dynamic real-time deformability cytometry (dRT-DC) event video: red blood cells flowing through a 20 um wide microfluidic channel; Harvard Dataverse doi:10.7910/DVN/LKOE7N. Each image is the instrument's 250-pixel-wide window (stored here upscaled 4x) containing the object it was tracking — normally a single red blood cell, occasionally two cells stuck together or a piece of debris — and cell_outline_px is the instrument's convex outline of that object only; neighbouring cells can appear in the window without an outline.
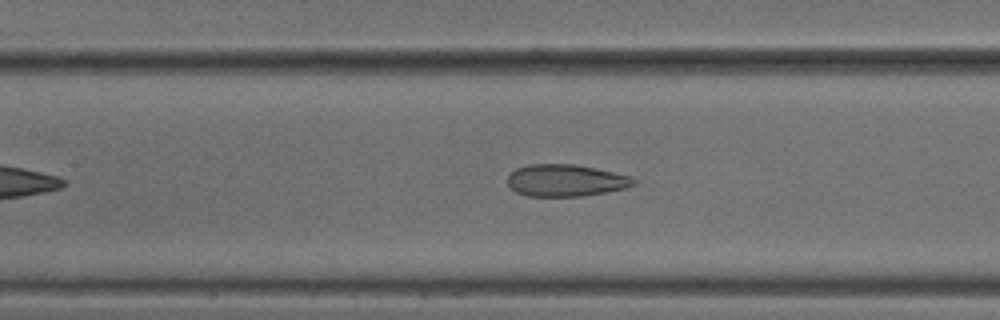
{"species": "common noctule bat (a hibernating species)", "species_latin": "Nyctalus noctula", "temperature_condition": "cold", "stored_images_in_passage": 33, "camera_frame_rate_fps": 3000, "um_per_image_px": 0.085, "animal": {"sex": "male", "body_mass_g": 18.8}, "frame": {"image": 1, "passage_image": 15, "time_ms": 4.667, "image_size_px": [1000, 320], "cell_outline_px": [[636, 184], [624, 188], [604, 192], [580, 196], [528, 196], [516, 192], [508, 184], [508, 176], [516, 168], [528, 164], [576, 164], [596, 168], [632, 176], [636, 180]], "centroid_in_image_um": [48.09, 15.32], "position_along_channel_um": 159.3, "area_um2": 23.47}}
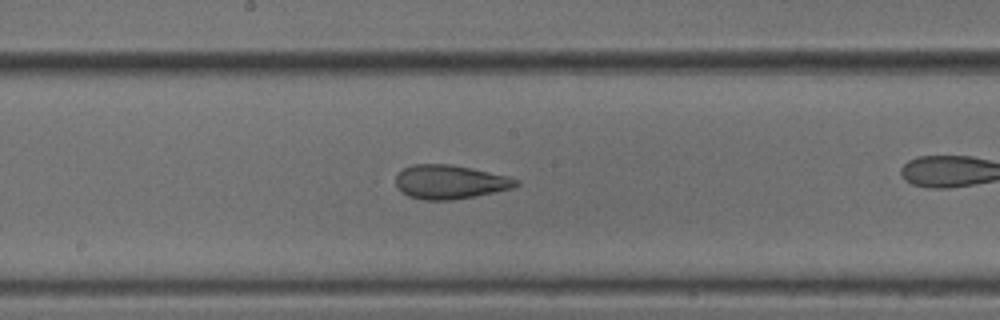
{"frame": {"image": 2, "passage_image": 19, "time_ms": 6.0, "image_size_px": [1000, 320], "cell_outline_px": [[520, 184], [512, 188], [452, 200], [424, 200], [408, 196], [400, 192], [396, 188], [396, 176], [404, 168], [412, 164], [448, 164], [472, 168], [508, 176], [520, 180]], "centroid_in_image_um": [38.22, 15.46], "position_along_channel_um": 210.0, "area_um2": 23.76}}
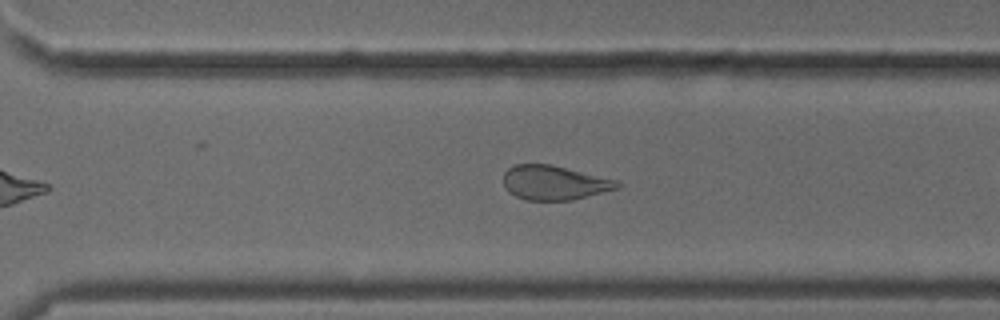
{"frame": {"image": 3, "passage_image": 28, "time_ms": 9.0, "image_size_px": [1000, 320], "cell_outline_px": [[620, 188], [572, 200], [528, 200], [516, 196], [508, 192], [504, 184], [504, 172], [512, 164], [552, 164], [620, 180]], "centroid_in_image_um": [47.15, 15.51], "position_along_channel_um": 323.5, "area_um2": 23.06}}